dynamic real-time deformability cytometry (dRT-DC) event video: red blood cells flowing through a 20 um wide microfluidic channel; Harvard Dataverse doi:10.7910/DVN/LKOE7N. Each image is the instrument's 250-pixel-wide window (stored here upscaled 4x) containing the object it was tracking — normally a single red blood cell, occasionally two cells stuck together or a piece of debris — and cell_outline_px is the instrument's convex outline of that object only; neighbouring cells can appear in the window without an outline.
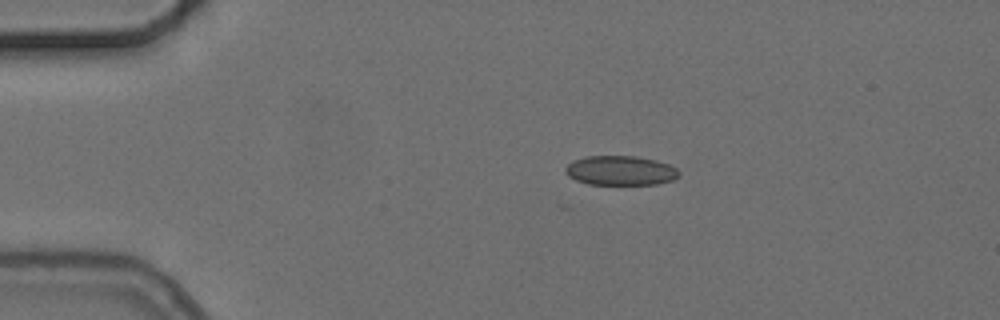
{"species": "common noctule bat (a hibernating species)", "species_latin": "Nyctalus noctula", "temperature_condition": "cold", "stored_images_in_passage": 8, "camera_frame_rate_fps": 3000, "um_per_image_px": 0.085, "animal": {"sex": "female", "body_mass_g": 24.6, "forearm_length_mm": 56.2}, "frame": {"image": 1, "passage_image": 1, "time_ms": 0.0, "image_size_px": [1000, 320], "cell_outline_px": [[680, 176], [672, 180], [656, 184], [588, 184], [576, 180], [568, 176], [564, 172], [564, 168], [572, 160], [584, 156], [636, 156], [656, 160], [668, 164], [676, 168], [680, 172]], "centroid_in_image_um": [52.72, 14.49], "position_along_channel_um": 32.3, "area_um2": 19.65}}